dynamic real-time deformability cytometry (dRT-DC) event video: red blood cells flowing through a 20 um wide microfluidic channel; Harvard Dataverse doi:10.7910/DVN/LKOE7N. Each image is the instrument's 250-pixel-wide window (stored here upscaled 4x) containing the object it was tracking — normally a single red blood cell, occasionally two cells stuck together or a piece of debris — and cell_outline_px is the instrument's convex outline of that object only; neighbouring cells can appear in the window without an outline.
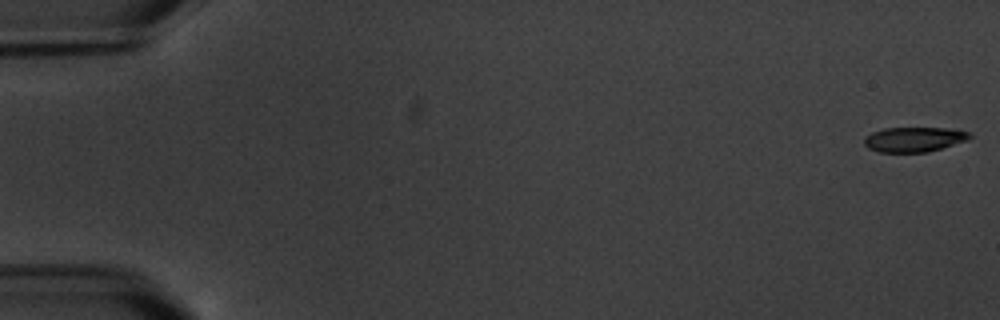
{"species": "common noctule bat (a hibernating species)", "species_latin": "Nyctalus noctula", "temperature_condition": "warm", "stored_images_in_passage": 3, "camera_frame_rate_fps": 3000, "um_per_image_px": 0.085, "animal": {"sex": "male", "body_mass_g": 20.1, "forearm_length_mm": 53.5}, "frame": {"image": 1, "passage_image": 1, "time_ms": 0.0, "image_size_px": [1000, 320], "cell_outline_px": [[972, 136], [968, 140], [928, 152], [880, 152], [868, 148], [864, 144], [864, 136], [872, 132], [884, 128], [944, 128], [968, 132]], "centroid_in_image_um": [77.66, 11.85], "position_along_channel_um": 7.3, "area_um2": 15.2}}